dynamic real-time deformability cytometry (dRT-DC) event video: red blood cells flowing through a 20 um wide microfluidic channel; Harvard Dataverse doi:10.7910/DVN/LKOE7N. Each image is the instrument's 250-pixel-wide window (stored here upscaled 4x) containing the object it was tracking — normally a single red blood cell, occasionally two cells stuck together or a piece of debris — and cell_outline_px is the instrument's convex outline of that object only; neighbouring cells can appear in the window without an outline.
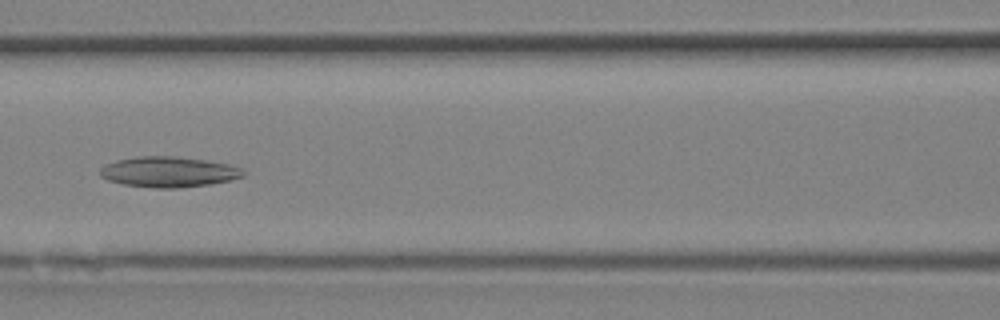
{"species": "Egyptian fruit bat (a non-hibernating species)", "species_latin": "Rousettus aegyptiacus", "temperature_condition": "room temperature", "stored_images_in_passage": 14, "camera_frame_rate_fps": 3000, "um_per_image_px": 0.085, "animal": {"sex": "female"}, "frame": {"image": 1, "passage_image": 5, "time_ms": 1.333, "image_size_px": [1000, 320], "cell_outline_px": [[244, 176], [228, 180], [208, 184], [180, 188], [156, 188], [124, 184], [108, 180], [100, 176], [100, 168], [104, 164], [116, 160], [136, 156], [172, 156], [204, 160], [232, 164], [244, 168]], "centroid_in_image_um": [14.33, 14.6], "position_along_channel_um": 152.3, "area_um2": 25.49}}
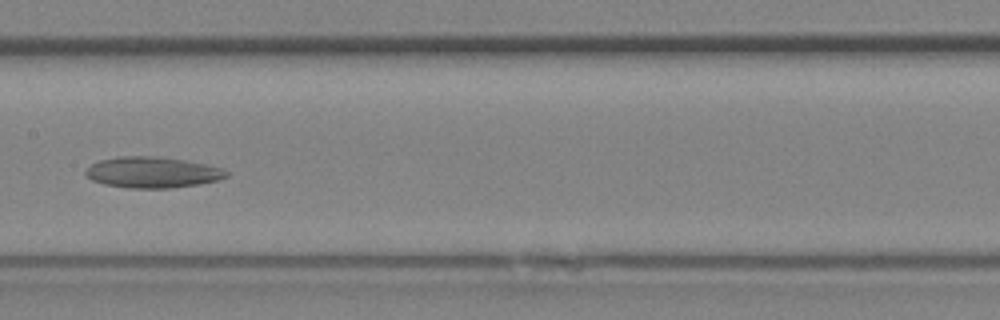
{"frame": {"image": 2, "passage_image": 7, "time_ms": 2.0, "image_size_px": [1000, 320], "cell_outline_px": [[228, 176], [216, 180], [200, 184], [172, 188], [128, 188], [104, 184], [92, 180], [84, 172], [92, 164], [100, 160], [120, 156], [156, 156], [184, 160], [224, 168], [228, 172]], "centroid_in_image_um": [12.97, 14.65], "position_along_channel_um": 194.4, "area_um2": 25.32}}
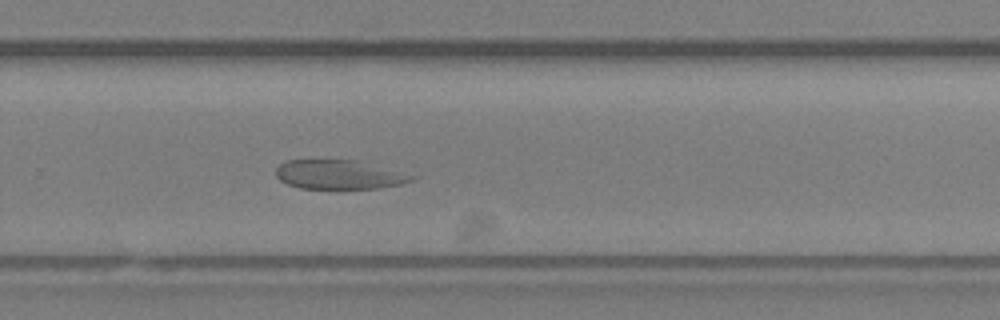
{"frame": {"image": 3, "passage_image": 12, "time_ms": 3.667, "image_size_px": [1000, 320], "cell_outline_px": [[420, 176], [412, 180], [400, 184], [380, 188], [300, 188], [288, 184], [280, 180], [276, 176], [276, 168], [284, 160], [368, 160]], "centroid_in_image_um": [28.94, 14.81], "position_along_channel_um": 300.9, "area_um2": 23.7}}